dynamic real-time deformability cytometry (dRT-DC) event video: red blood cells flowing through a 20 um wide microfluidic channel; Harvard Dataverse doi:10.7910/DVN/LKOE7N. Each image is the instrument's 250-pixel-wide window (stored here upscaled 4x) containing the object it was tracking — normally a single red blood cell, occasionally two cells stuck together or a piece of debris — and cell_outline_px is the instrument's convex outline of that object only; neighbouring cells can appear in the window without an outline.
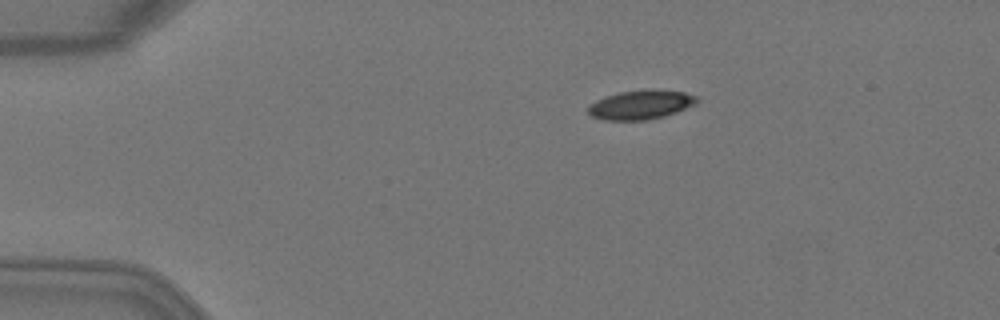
{"species": "Egyptian fruit bat (a non-hibernating species)", "species_latin": "Rousettus aegyptiacus", "temperature_condition": "warm", "stored_images_in_passage": 2, "camera_frame_rate_fps": 3000, "um_per_image_px": 0.085, "animal": {"sex": "female"}, "frame": {"image": 1, "passage_image": 1, "time_ms": 0.0, "image_size_px": [1000, 320], "cell_outline_px": [[700, 100], [696, 104], [676, 112], [664, 116], [648, 120], [604, 120], [592, 116], [588, 112], [588, 104], [604, 96], [620, 92], [648, 88], [684, 92], [696, 96]], "centroid_in_image_um": [54.47, 8.89], "position_along_channel_um": 30.5, "area_um2": 18.73}}